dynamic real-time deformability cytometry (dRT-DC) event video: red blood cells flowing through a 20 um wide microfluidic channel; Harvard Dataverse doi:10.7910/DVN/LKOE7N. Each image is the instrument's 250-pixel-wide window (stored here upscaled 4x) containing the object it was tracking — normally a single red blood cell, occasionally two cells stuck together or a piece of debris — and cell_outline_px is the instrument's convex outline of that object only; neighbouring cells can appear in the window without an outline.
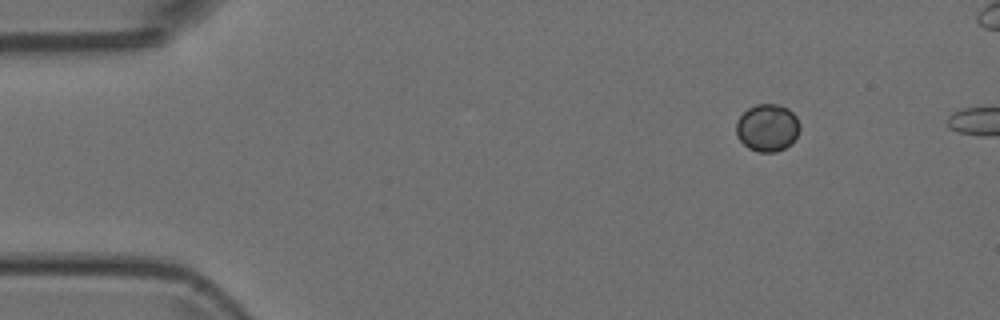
{"species": "Egyptian fruit bat (a non-hibernating species)", "species_latin": "Rousettus aegyptiacus", "temperature_condition": "room temperature", "stored_images_in_passage": 40, "camera_frame_rate_fps": 3000, "um_per_image_px": 0.085, "animal": {"sex": "female"}, "frame": {"image": 1, "passage_image": 1, "time_ms": 0.0, "image_size_px": [1000, 320], "cell_outline_px": [[800, 128], [792, 144], [776, 152], [760, 152], [748, 148], [736, 136], [736, 120], [748, 108], [756, 104], [780, 104], [788, 108], [796, 116], [800, 124]], "centroid_in_image_um": [65.23, 10.85], "position_along_channel_um": 19.8, "area_um2": 17.74}}
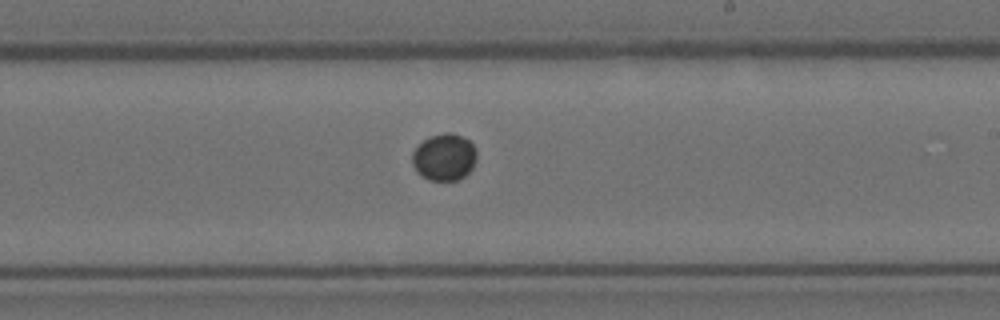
{"frame": {"image": 2, "passage_image": 26, "time_ms": 8.333, "image_size_px": [1000, 320], "cell_outline_px": [[476, 160], [472, 168], [460, 180], [428, 180], [416, 172], [412, 164], [412, 152], [424, 140], [432, 136], [444, 132], [452, 132], [468, 140], [476, 148]], "centroid_in_image_um": [37.76, 13.37], "position_along_channel_um": 251.2, "area_um2": 17.63}}
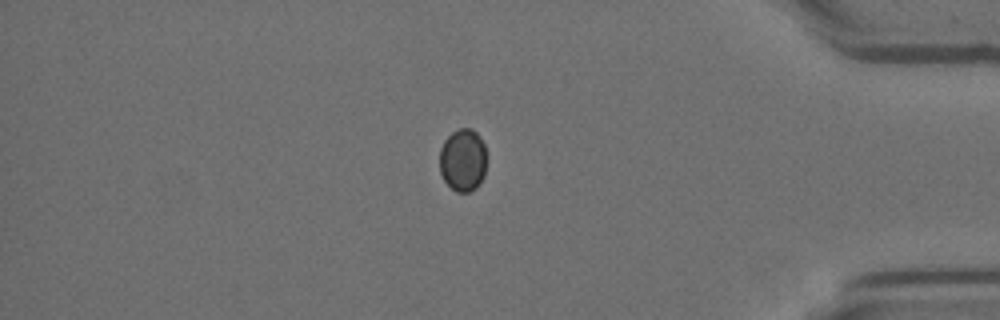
{"frame": {"image": 3, "passage_image": 40, "time_ms": 13.0, "image_size_px": [1000, 320], "cell_outline_px": [[484, 176], [480, 184], [476, 188], [468, 192], [456, 192], [444, 180], [440, 172], [440, 148], [444, 140], [452, 132], [460, 128], [472, 128], [476, 132], [484, 144]], "centroid_in_image_um": [39.32, 13.61], "position_along_channel_um": 395.9, "area_um2": 17.05}}